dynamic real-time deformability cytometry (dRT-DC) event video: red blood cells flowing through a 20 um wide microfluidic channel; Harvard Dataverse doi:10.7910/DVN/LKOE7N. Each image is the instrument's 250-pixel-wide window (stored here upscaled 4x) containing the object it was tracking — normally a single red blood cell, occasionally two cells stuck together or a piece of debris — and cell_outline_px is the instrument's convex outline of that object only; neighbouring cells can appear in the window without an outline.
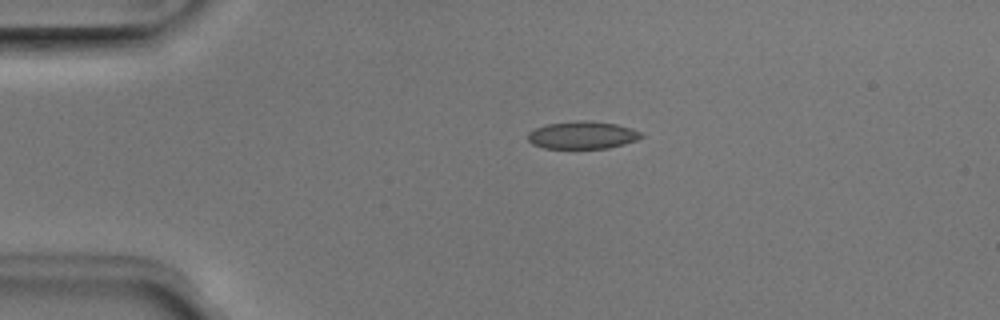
{"species": "Egyptian fruit bat (a non-hibernating species)", "species_latin": "Rousettus aegyptiacus", "temperature_condition": "room temperature", "stored_images_in_passage": 2, "camera_frame_rate_fps": 3000, "um_per_image_px": 0.085, "animal": {"sex": "male"}, "frame": {"image": 1, "passage_image": 1, "time_ms": 0.0, "image_size_px": [1000, 320], "cell_outline_px": [[644, 136], [636, 140], [624, 144], [608, 148], [544, 148], [532, 144], [528, 140], [528, 132], [536, 128], [548, 124], [576, 120], [588, 120], [616, 124], [632, 128], [644, 132]], "centroid_in_image_um": [49.54, 11.48], "position_along_channel_um": 35.5, "area_um2": 18.32}}